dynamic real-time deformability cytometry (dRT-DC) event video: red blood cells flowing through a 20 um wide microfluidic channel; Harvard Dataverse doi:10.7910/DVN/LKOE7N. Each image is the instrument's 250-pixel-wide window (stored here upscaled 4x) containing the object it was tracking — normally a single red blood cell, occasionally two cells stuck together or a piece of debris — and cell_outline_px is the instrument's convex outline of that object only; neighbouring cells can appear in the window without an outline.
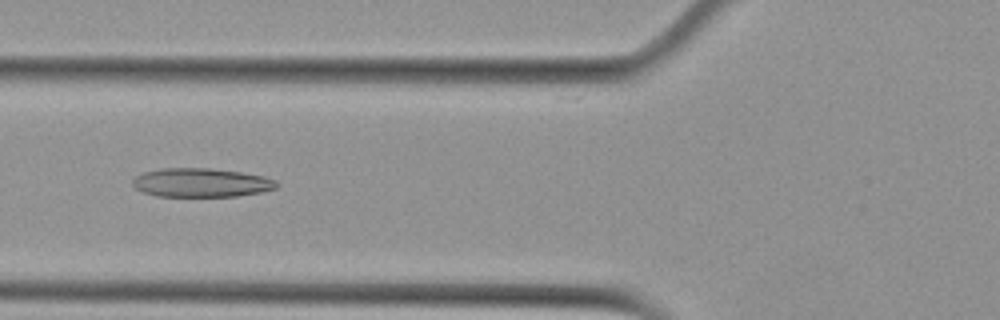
{"species": "Egyptian fruit bat (a non-hibernating species)", "species_latin": "Rousettus aegyptiacus", "temperature_condition": "cold", "stored_images_in_passage": 24, "camera_frame_rate_fps": 3000, "um_per_image_px": 0.085, "animal": {"sex": "female"}, "frame": {"image": 1, "passage_image": 6, "time_ms": 1.667, "image_size_px": [1000, 320], "cell_outline_px": [[276, 188], [260, 192], [236, 196], [156, 196], [144, 192], [136, 188], [132, 184], [132, 180], [136, 176], [144, 172], [160, 168], [212, 168], [240, 172], [264, 176], [276, 180]], "centroid_in_image_um": [17.08, 15.52], "position_along_channel_um": 108.7, "area_um2": 24.1}}
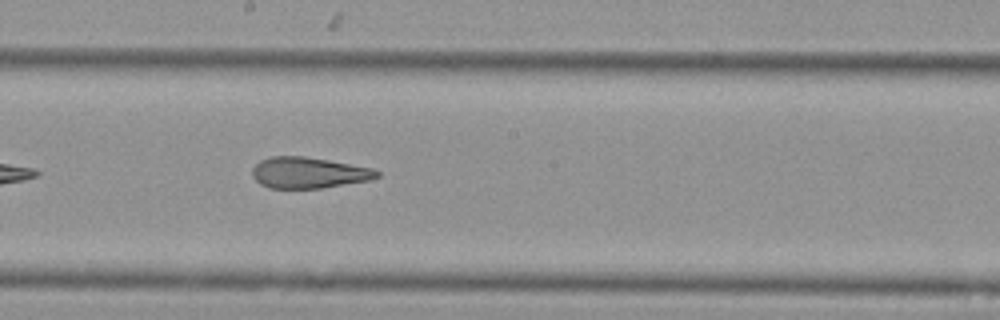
{"frame": {"image": 2, "passage_image": 15, "time_ms": 4.667, "image_size_px": [1000, 320], "cell_outline_px": [[380, 176], [372, 180], [320, 188], [268, 188], [260, 184], [252, 176], [252, 168], [260, 160], [268, 156], [304, 156], [328, 160], [372, 168], [380, 172]], "centroid_in_image_um": [26.22, 14.68], "position_along_channel_um": 222.0, "area_um2": 22.66}}
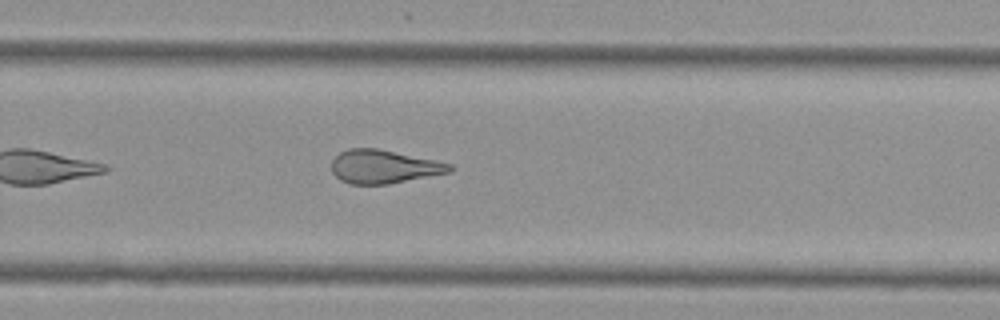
{"frame": {"image": 3, "passage_image": 21, "time_ms": 6.667, "image_size_px": [1000, 320], "cell_outline_px": [[452, 172], [388, 184], [352, 184], [340, 180], [332, 172], [332, 160], [340, 152], [348, 148], [376, 148], [436, 160], [452, 164]], "centroid_in_image_um": [32.63, 14.16], "position_along_channel_um": 297.2, "area_um2": 23.0}}